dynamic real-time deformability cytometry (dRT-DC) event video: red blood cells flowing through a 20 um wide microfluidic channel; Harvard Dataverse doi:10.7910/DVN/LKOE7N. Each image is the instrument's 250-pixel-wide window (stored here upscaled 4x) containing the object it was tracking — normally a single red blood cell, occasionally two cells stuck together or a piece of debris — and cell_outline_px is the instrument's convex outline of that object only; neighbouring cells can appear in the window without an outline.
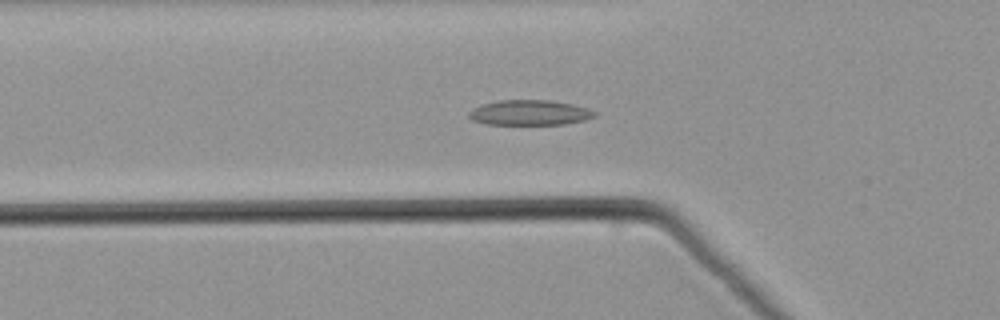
{"species": "common noctule bat (a hibernating species)", "species_latin": "Nyctalus noctula", "temperature_condition": "warm", "stored_images_in_passage": 42, "camera_frame_rate_fps": 3000, "um_per_image_px": 0.085, "animal": {"sex": "male", "body_mass_g": 21.5, "forearm_length_mm": 52.0}, "frame": {"image": 1, "passage_image": 8, "time_ms": 2.333, "image_size_px": [1000, 320], "cell_outline_px": [[596, 116], [584, 120], [564, 124], [484, 124], [472, 120], [468, 116], [468, 112], [472, 108], [480, 104], [500, 100], [548, 100], [572, 104], [588, 108], [596, 112]], "centroid_in_image_um": [44.98, 9.57], "position_along_channel_um": 80.8, "area_um2": 18.5}}
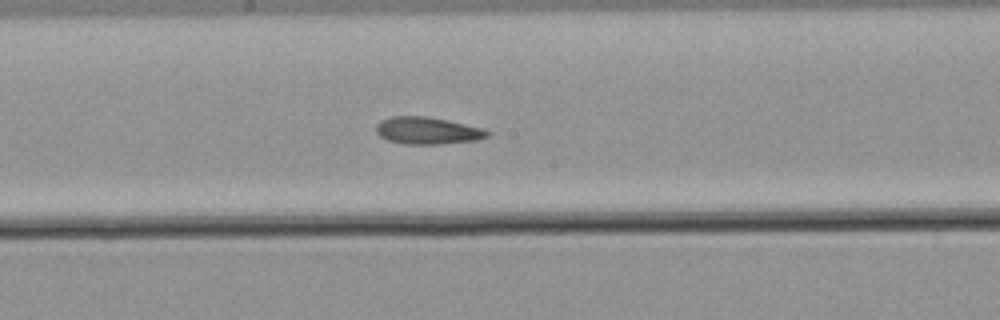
{"frame": {"image": 2, "passage_image": 18, "time_ms": 5.667, "image_size_px": [1000, 320], "cell_outline_px": [[492, 132], [488, 136], [476, 140], [440, 144], [404, 144], [388, 140], [380, 136], [376, 132], [376, 124], [380, 120], [392, 116], [424, 116], [448, 120], [484, 128]], "centroid_in_image_um": [36.34, 11.1], "position_along_channel_um": 211.9, "area_um2": 17.69}}
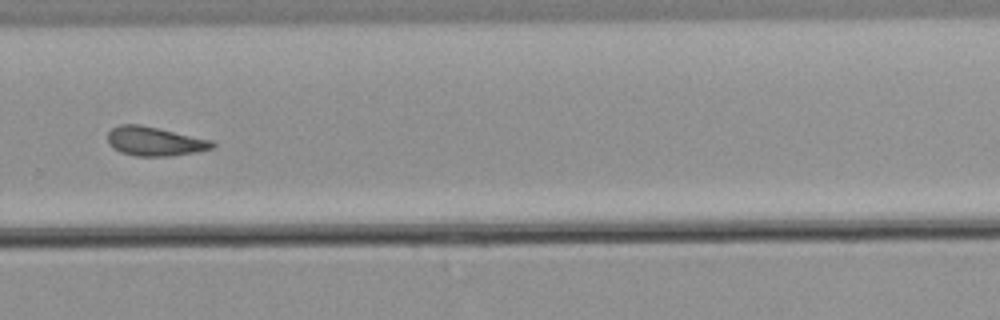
{"frame": {"image": 3, "passage_image": 26, "time_ms": 8.333, "image_size_px": [1000, 320], "cell_outline_px": [[216, 144], [212, 148], [196, 152], [172, 156], [136, 156], [120, 152], [112, 148], [108, 144], [108, 132], [112, 128], [120, 124], [140, 124], [212, 140]], "centroid_in_image_um": [13.13, 12.01], "position_along_channel_um": 316.7, "area_um2": 17.8}}